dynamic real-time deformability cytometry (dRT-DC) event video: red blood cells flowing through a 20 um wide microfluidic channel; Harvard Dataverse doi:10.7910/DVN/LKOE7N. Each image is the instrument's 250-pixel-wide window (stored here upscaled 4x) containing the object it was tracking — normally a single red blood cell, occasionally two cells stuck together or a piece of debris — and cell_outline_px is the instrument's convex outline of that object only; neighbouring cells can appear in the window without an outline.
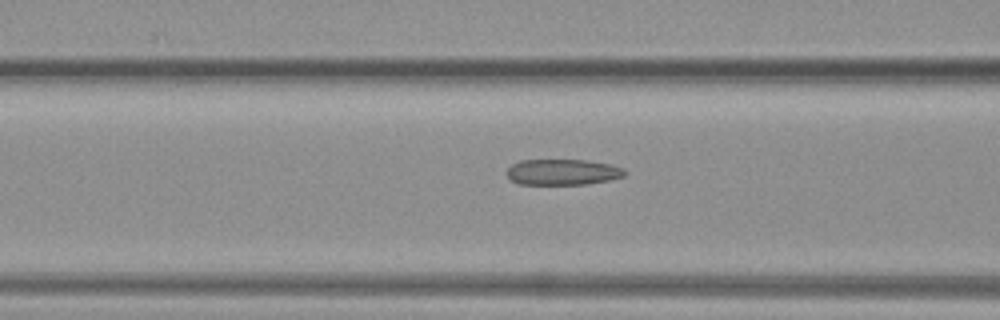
{"species": "common noctule bat (a hibernating species)", "species_latin": "Nyctalus noctula", "temperature_condition": "warm", "stored_images_in_passage": 12, "camera_frame_rate_fps": 3000, "um_per_image_px": 0.085, "animal": {"sex": "female", "body_mass_g": 19.3, "forearm_length_mm": 54.1}, "frame": {"image": 1, "passage_image": 10, "time_ms": 3.0, "image_size_px": [1000, 320], "cell_outline_px": [[628, 172], [624, 176], [608, 180], [584, 184], [520, 184], [508, 180], [504, 172], [512, 164], [520, 160], [588, 160], [612, 164], [624, 168]], "centroid_in_image_um": [47.8, 14.62], "position_along_channel_um": 118.8, "area_um2": 18.03}}